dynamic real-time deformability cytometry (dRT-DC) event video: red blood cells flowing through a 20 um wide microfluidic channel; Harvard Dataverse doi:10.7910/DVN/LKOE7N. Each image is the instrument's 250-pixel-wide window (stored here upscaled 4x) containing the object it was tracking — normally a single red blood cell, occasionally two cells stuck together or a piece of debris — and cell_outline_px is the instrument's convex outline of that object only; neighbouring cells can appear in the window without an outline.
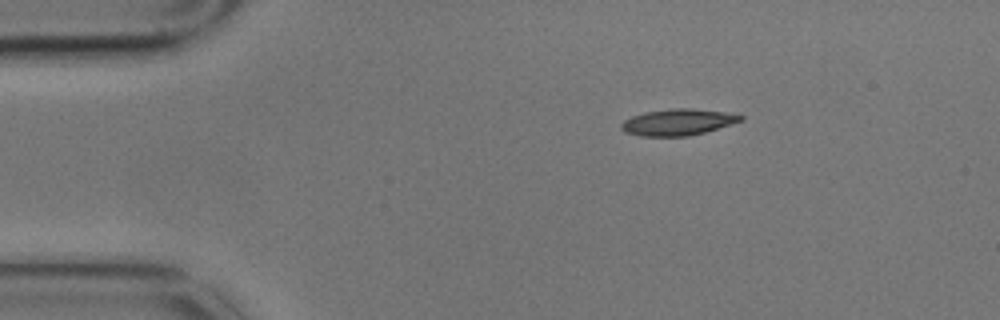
{"species": "common noctule bat (a hibernating species)", "species_latin": "Nyctalus noctula", "temperature_condition": "cold", "stored_images_in_passage": 2, "camera_frame_rate_fps": 3000, "um_per_image_px": 0.085, "animal": {"sex": "male", "body_mass_g": 17.9}, "frame": {"image": 1, "passage_image": 1, "time_ms": 0.0, "image_size_px": [1000, 320], "cell_outline_px": [[744, 120], [732, 124], [704, 132], [688, 136], [640, 136], [624, 132], [620, 128], [620, 124], [624, 120], [632, 116], [644, 112], [672, 108], [692, 108], [724, 112], [744, 116]], "centroid_in_image_um": [57.59, 10.38], "position_along_channel_um": 27.4, "area_um2": 18.38}}